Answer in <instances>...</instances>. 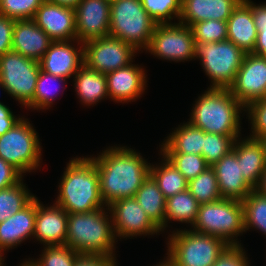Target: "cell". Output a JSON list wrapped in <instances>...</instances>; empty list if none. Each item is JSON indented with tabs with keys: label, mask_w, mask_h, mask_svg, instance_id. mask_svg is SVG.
Returning <instances> with one entry per match:
<instances>
[{
	"label": "cell",
	"mask_w": 266,
	"mask_h": 266,
	"mask_svg": "<svg viewBox=\"0 0 266 266\" xmlns=\"http://www.w3.org/2000/svg\"><path fill=\"white\" fill-rule=\"evenodd\" d=\"M191 110L189 123L206 133L240 136V113L245 107L228 88H209L198 97Z\"/></svg>",
	"instance_id": "obj_3"
},
{
	"label": "cell",
	"mask_w": 266,
	"mask_h": 266,
	"mask_svg": "<svg viewBox=\"0 0 266 266\" xmlns=\"http://www.w3.org/2000/svg\"><path fill=\"white\" fill-rule=\"evenodd\" d=\"M162 159L161 165H150V176L167 199L186 190L188 188V180L164 156Z\"/></svg>",
	"instance_id": "obj_30"
},
{
	"label": "cell",
	"mask_w": 266,
	"mask_h": 266,
	"mask_svg": "<svg viewBox=\"0 0 266 266\" xmlns=\"http://www.w3.org/2000/svg\"><path fill=\"white\" fill-rule=\"evenodd\" d=\"M140 2L157 24L171 23L175 18L179 21L182 0H140Z\"/></svg>",
	"instance_id": "obj_37"
},
{
	"label": "cell",
	"mask_w": 266,
	"mask_h": 266,
	"mask_svg": "<svg viewBox=\"0 0 266 266\" xmlns=\"http://www.w3.org/2000/svg\"><path fill=\"white\" fill-rule=\"evenodd\" d=\"M234 141L231 136L205 132L201 155L206 163L212 166L232 150Z\"/></svg>",
	"instance_id": "obj_38"
},
{
	"label": "cell",
	"mask_w": 266,
	"mask_h": 266,
	"mask_svg": "<svg viewBox=\"0 0 266 266\" xmlns=\"http://www.w3.org/2000/svg\"><path fill=\"white\" fill-rule=\"evenodd\" d=\"M134 198L151 221L163 232L165 230L166 198L150 175L137 190Z\"/></svg>",
	"instance_id": "obj_28"
},
{
	"label": "cell",
	"mask_w": 266,
	"mask_h": 266,
	"mask_svg": "<svg viewBox=\"0 0 266 266\" xmlns=\"http://www.w3.org/2000/svg\"><path fill=\"white\" fill-rule=\"evenodd\" d=\"M168 236L167 255L175 266H212L229 246L218 237L191 229H179Z\"/></svg>",
	"instance_id": "obj_7"
},
{
	"label": "cell",
	"mask_w": 266,
	"mask_h": 266,
	"mask_svg": "<svg viewBox=\"0 0 266 266\" xmlns=\"http://www.w3.org/2000/svg\"><path fill=\"white\" fill-rule=\"evenodd\" d=\"M258 140L262 144V147L265 153V158H266V136H263L262 138H259Z\"/></svg>",
	"instance_id": "obj_51"
},
{
	"label": "cell",
	"mask_w": 266,
	"mask_h": 266,
	"mask_svg": "<svg viewBox=\"0 0 266 266\" xmlns=\"http://www.w3.org/2000/svg\"><path fill=\"white\" fill-rule=\"evenodd\" d=\"M196 44L190 26L183 23L156 24L146 51L175 62L195 59Z\"/></svg>",
	"instance_id": "obj_11"
},
{
	"label": "cell",
	"mask_w": 266,
	"mask_h": 266,
	"mask_svg": "<svg viewBox=\"0 0 266 266\" xmlns=\"http://www.w3.org/2000/svg\"><path fill=\"white\" fill-rule=\"evenodd\" d=\"M59 184L55 203L68 214L107 207L100 192L98 169L90 157L71 159Z\"/></svg>",
	"instance_id": "obj_2"
},
{
	"label": "cell",
	"mask_w": 266,
	"mask_h": 266,
	"mask_svg": "<svg viewBox=\"0 0 266 266\" xmlns=\"http://www.w3.org/2000/svg\"><path fill=\"white\" fill-rule=\"evenodd\" d=\"M205 132L186 122L179 125L161 144V153L201 155Z\"/></svg>",
	"instance_id": "obj_27"
},
{
	"label": "cell",
	"mask_w": 266,
	"mask_h": 266,
	"mask_svg": "<svg viewBox=\"0 0 266 266\" xmlns=\"http://www.w3.org/2000/svg\"><path fill=\"white\" fill-rule=\"evenodd\" d=\"M138 66L131 63L105 74L110 99L124 104L141 97L147 86V75L145 70Z\"/></svg>",
	"instance_id": "obj_19"
},
{
	"label": "cell",
	"mask_w": 266,
	"mask_h": 266,
	"mask_svg": "<svg viewBox=\"0 0 266 266\" xmlns=\"http://www.w3.org/2000/svg\"><path fill=\"white\" fill-rule=\"evenodd\" d=\"M187 189L200 204L215 202L222 198L218 188L217 176L211 166L196 178L188 181Z\"/></svg>",
	"instance_id": "obj_32"
},
{
	"label": "cell",
	"mask_w": 266,
	"mask_h": 266,
	"mask_svg": "<svg viewBox=\"0 0 266 266\" xmlns=\"http://www.w3.org/2000/svg\"><path fill=\"white\" fill-rule=\"evenodd\" d=\"M200 203L188 189L166 199L165 228L168 221H178L193 225L196 222Z\"/></svg>",
	"instance_id": "obj_29"
},
{
	"label": "cell",
	"mask_w": 266,
	"mask_h": 266,
	"mask_svg": "<svg viewBox=\"0 0 266 266\" xmlns=\"http://www.w3.org/2000/svg\"><path fill=\"white\" fill-rule=\"evenodd\" d=\"M79 253L68 245L44 246L37 260H25L28 266H73Z\"/></svg>",
	"instance_id": "obj_35"
},
{
	"label": "cell",
	"mask_w": 266,
	"mask_h": 266,
	"mask_svg": "<svg viewBox=\"0 0 266 266\" xmlns=\"http://www.w3.org/2000/svg\"><path fill=\"white\" fill-rule=\"evenodd\" d=\"M242 0H182L179 22L186 26L206 21L226 22Z\"/></svg>",
	"instance_id": "obj_23"
},
{
	"label": "cell",
	"mask_w": 266,
	"mask_h": 266,
	"mask_svg": "<svg viewBox=\"0 0 266 266\" xmlns=\"http://www.w3.org/2000/svg\"><path fill=\"white\" fill-rule=\"evenodd\" d=\"M242 204L245 232L254 228L266 236V196L253 189Z\"/></svg>",
	"instance_id": "obj_33"
},
{
	"label": "cell",
	"mask_w": 266,
	"mask_h": 266,
	"mask_svg": "<svg viewBox=\"0 0 266 266\" xmlns=\"http://www.w3.org/2000/svg\"><path fill=\"white\" fill-rule=\"evenodd\" d=\"M137 50L111 36L84 43V63L96 72L109 73L131 64Z\"/></svg>",
	"instance_id": "obj_12"
},
{
	"label": "cell",
	"mask_w": 266,
	"mask_h": 266,
	"mask_svg": "<svg viewBox=\"0 0 266 266\" xmlns=\"http://www.w3.org/2000/svg\"><path fill=\"white\" fill-rule=\"evenodd\" d=\"M74 76L75 91L83 105H96L109 97L104 73L96 72L84 63Z\"/></svg>",
	"instance_id": "obj_26"
},
{
	"label": "cell",
	"mask_w": 266,
	"mask_h": 266,
	"mask_svg": "<svg viewBox=\"0 0 266 266\" xmlns=\"http://www.w3.org/2000/svg\"><path fill=\"white\" fill-rule=\"evenodd\" d=\"M59 5H65L69 7H76L80 0H48Z\"/></svg>",
	"instance_id": "obj_49"
},
{
	"label": "cell",
	"mask_w": 266,
	"mask_h": 266,
	"mask_svg": "<svg viewBox=\"0 0 266 266\" xmlns=\"http://www.w3.org/2000/svg\"><path fill=\"white\" fill-rule=\"evenodd\" d=\"M195 43H212L227 40V22L200 21L191 26Z\"/></svg>",
	"instance_id": "obj_39"
},
{
	"label": "cell",
	"mask_w": 266,
	"mask_h": 266,
	"mask_svg": "<svg viewBox=\"0 0 266 266\" xmlns=\"http://www.w3.org/2000/svg\"><path fill=\"white\" fill-rule=\"evenodd\" d=\"M226 22L227 40L233 42L245 53H251L257 39V29L251 8L242 0Z\"/></svg>",
	"instance_id": "obj_25"
},
{
	"label": "cell",
	"mask_w": 266,
	"mask_h": 266,
	"mask_svg": "<svg viewBox=\"0 0 266 266\" xmlns=\"http://www.w3.org/2000/svg\"><path fill=\"white\" fill-rule=\"evenodd\" d=\"M188 180L196 178L209 165L202 155L182 153H161Z\"/></svg>",
	"instance_id": "obj_36"
},
{
	"label": "cell",
	"mask_w": 266,
	"mask_h": 266,
	"mask_svg": "<svg viewBox=\"0 0 266 266\" xmlns=\"http://www.w3.org/2000/svg\"><path fill=\"white\" fill-rule=\"evenodd\" d=\"M68 213L58 204L45 207L36 197L33 237L44 246L66 245Z\"/></svg>",
	"instance_id": "obj_18"
},
{
	"label": "cell",
	"mask_w": 266,
	"mask_h": 266,
	"mask_svg": "<svg viewBox=\"0 0 266 266\" xmlns=\"http://www.w3.org/2000/svg\"><path fill=\"white\" fill-rule=\"evenodd\" d=\"M52 42L32 19L15 20L12 51L39 62Z\"/></svg>",
	"instance_id": "obj_22"
},
{
	"label": "cell",
	"mask_w": 266,
	"mask_h": 266,
	"mask_svg": "<svg viewBox=\"0 0 266 266\" xmlns=\"http://www.w3.org/2000/svg\"><path fill=\"white\" fill-rule=\"evenodd\" d=\"M23 175L11 164L0 158V190L17 184Z\"/></svg>",
	"instance_id": "obj_46"
},
{
	"label": "cell",
	"mask_w": 266,
	"mask_h": 266,
	"mask_svg": "<svg viewBox=\"0 0 266 266\" xmlns=\"http://www.w3.org/2000/svg\"><path fill=\"white\" fill-rule=\"evenodd\" d=\"M252 10L254 24L257 29V39L251 52L259 56H266V3L254 4L251 0H243Z\"/></svg>",
	"instance_id": "obj_42"
},
{
	"label": "cell",
	"mask_w": 266,
	"mask_h": 266,
	"mask_svg": "<svg viewBox=\"0 0 266 266\" xmlns=\"http://www.w3.org/2000/svg\"><path fill=\"white\" fill-rule=\"evenodd\" d=\"M32 20L53 41L77 40L74 7L44 0Z\"/></svg>",
	"instance_id": "obj_16"
},
{
	"label": "cell",
	"mask_w": 266,
	"mask_h": 266,
	"mask_svg": "<svg viewBox=\"0 0 266 266\" xmlns=\"http://www.w3.org/2000/svg\"><path fill=\"white\" fill-rule=\"evenodd\" d=\"M67 78L58 77L52 74H48L42 70L39 72V76L36 83V89L34 93L33 100L25 107L29 109H41L45 110L52 106L53 101H55V97L57 95L58 87L55 86L56 89H52L54 83L55 85L58 83L66 82ZM54 88V87H53ZM55 96V97H54Z\"/></svg>",
	"instance_id": "obj_34"
},
{
	"label": "cell",
	"mask_w": 266,
	"mask_h": 266,
	"mask_svg": "<svg viewBox=\"0 0 266 266\" xmlns=\"http://www.w3.org/2000/svg\"><path fill=\"white\" fill-rule=\"evenodd\" d=\"M36 219V197L18 213L0 223V252L15 248L31 236L33 238Z\"/></svg>",
	"instance_id": "obj_21"
},
{
	"label": "cell",
	"mask_w": 266,
	"mask_h": 266,
	"mask_svg": "<svg viewBox=\"0 0 266 266\" xmlns=\"http://www.w3.org/2000/svg\"><path fill=\"white\" fill-rule=\"evenodd\" d=\"M0 88H2V90H4V92H5V87L3 86V84H2V82L0 81ZM2 102H0V104H1Z\"/></svg>",
	"instance_id": "obj_53"
},
{
	"label": "cell",
	"mask_w": 266,
	"mask_h": 266,
	"mask_svg": "<svg viewBox=\"0 0 266 266\" xmlns=\"http://www.w3.org/2000/svg\"><path fill=\"white\" fill-rule=\"evenodd\" d=\"M260 194L266 196V169L264 170L263 174L261 175V179L255 188Z\"/></svg>",
	"instance_id": "obj_48"
},
{
	"label": "cell",
	"mask_w": 266,
	"mask_h": 266,
	"mask_svg": "<svg viewBox=\"0 0 266 266\" xmlns=\"http://www.w3.org/2000/svg\"><path fill=\"white\" fill-rule=\"evenodd\" d=\"M228 89L244 107L265 98L266 56L246 53L235 80Z\"/></svg>",
	"instance_id": "obj_14"
},
{
	"label": "cell",
	"mask_w": 266,
	"mask_h": 266,
	"mask_svg": "<svg viewBox=\"0 0 266 266\" xmlns=\"http://www.w3.org/2000/svg\"><path fill=\"white\" fill-rule=\"evenodd\" d=\"M211 167L217 176L222 198L243 201L252 192L253 188L243 178L233 149Z\"/></svg>",
	"instance_id": "obj_20"
},
{
	"label": "cell",
	"mask_w": 266,
	"mask_h": 266,
	"mask_svg": "<svg viewBox=\"0 0 266 266\" xmlns=\"http://www.w3.org/2000/svg\"><path fill=\"white\" fill-rule=\"evenodd\" d=\"M38 133L28 119H21L0 136V158L24 173L38 169L42 161ZM41 160V161H40Z\"/></svg>",
	"instance_id": "obj_9"
},
{
	"label": "cell",
	"mask_w": 266,
	"mask_h": 266,
	"mask_svg": "<svg viewBox=\"0 0 266 266\" xmlns=\"http://www.w3.org/2000/svg\"><path fill=\"white\" fill-rule=\"evenodd\" d=\"M237 138L233 144L244 180L255 189L266 169L264 149L259 140Z\"/></svg>",
	"instance_id": "obj_24"
},
{
	"label": "cell",
	"mask_w": 266,
	"mask_h": 266,
	"mask_svg": "<svg viewBox=\"0 0 266 266\" xmlns=\"http://www.w3.org/2000/svg\"><path fill=\"white\" fill-rule=\"evenodd\" d=\"M165 258L166 259H164L162 262L160 261L154 266H175L174 262L168 256H166Z\"/></svg>",
	"instance_id": "obj_50"
},
{
	"label": "cell",
	"mask_w": 266,
	"mask_h": 266,
	"mask_svg": "<svg viewBox=\"0 0 266 266\" xmlns=\"http://www.w3.org/2000/svg\"><path fill=\"white\" fill-rule=\"evenodd\" d=\"M19 266H28V265L25 262H23Z\"/></svg>",
	"instance_id": "obj_54"
},
{
	"label": "cell",
	"mask_w": 266,
	"mask_h": 266,
	"mask_svg": "<svg viewBox=\"0 0 266 266\" xmlns=\"http://www.w3.org/2000/svg\"><path fill=\"white\" fill-rule=\"evenodd\" d=\"M106 210L68 214L66 245L78 253L115 256L117 238Z\"/></svg>",
	"instance_id": "obj_4"
},
{
	"label": "cell",
	"mask_w": 266,
	"mask_h": 266,
	"mask_svg": "<svg viewBox=\"0 0 266 266\" xmlns=\"http://www.w3.org/2000/svg\"><path fill=\"white\" fill-rule=\"evenodd\" d=\"M15 20L0 14V56L12 51Z\"/></svg>",
	"instance_id": "obj_44"
},
{
	"label": "cell",
	"mask_w": 266,
	"mask_h": 266,
	"mask_svg": "<svg viewBox=\"0 0 266 266\" xmlns=\"http://www.w3.org/2000/svg\"><path fill=\"white\" fill-rule=\"evenodd\" d=\"M191 230L213 235L229 245H239L237 237L245 232L242 201L221 198L215 202L200 204Z\"/></svg>",
	"instance_id": "obj_6"
},
{
	"label": "cell",
	"mask_w": 266,
	"mask_h": 266,
	"mask_svg": "<svg viewBox=\"0 0 266 266\" xmlns=\"http://www.w3.org/2000/svg\"><path fill=\"white\" fill-rule=\"evenodd\" d=\"M140 154L126 146H114L97 157H90L98 169L100 192L106 206L134 197L150 175L151 164Z\"/></svg>",
	"instance_id": "obj_1"
},
{
	"label": "cell",
	"mask_w": 266,
	"mask_h": 266,
	"mask_svg": "<svg viewBox=\"0 0 266 266\" xmlns=\"http://www.w3.org/2000/svg\"><path fill=\"white\" fill-rule=\"evenodd\" d=\"M195 44V59L200 60L205 74L211 79L210 88H229L246 53L229 40Z\"/></svg>",
	"instance_id": "obj_8"
},
{
	"label": "cell",
	"mask_w": 266,
	"mask_h": 266,
	"mask_svg": "<svg viewBox=\"0 0 266 266\" xmlns=\"http://www.w3.org/2000/svg\"><path fill=\"white\" fill-rule=\"evenodd\" d=\"M13 112L3 103L0 104V136L10 130L20 120Z\"/></svg>",
	"instance_id": "obj_47"
},
{
	"label": "cell",
	"mask_w": 266,
	"mask_h": 266,
	"mask_svg": "<svg viewBox=\"0 0 266 266\" xmlns=\"http://www.w3.org/2000/svg\"><path fill=\"white\" fill-rule=\"evenodd\" d=\"M110 7L111 0H80L74 8L78 41L109 36Z\"/></svg>",
	"instance_id": "obj_15"
},
{
	"label": "cell",
	"mask_w": 266,
	"mask_h": 266,
	"mask_svg": "<svg viewBox=\"0 0 266 266\" xmlns=\"http://www.w3.org/2000/svg\"><path fill=\"white\" fill-rule=\"evenodd\" d=\"M248 114V121L251 123L249 138L258 140L266 136V97L255 100L245 107ZM250 119V120H249Z\"/></svg>",
	"instance_id": "obj_41"
},
{
	"label": "cell",
	"mask_w": 266,
	"mask_h": 266,
	"mask_svg": "<svg viewBox=\"0 0 266 266\" xmlns=\"http://www.w3.org/2000/svg\"><path fill=\"white\" fill-rule=\"evenodd\" d=\"M3 257V253H1L0 252V266H4L3 264V262H4V258H2Z\"/></svg>",
	"instance_id": "obj_52"
},
{
	"label": "cell",
	"mask_w": 266,
	"mask_h": 266,
	"mask_svg": "<svg viewBox=\"0 0 266 266\" xmlns=\"http://www.w3.org/2000/svg\"><path fill=\"white\" fill-rule=\"evenodd\" d=\"M115 256L79 253L73 266H117Z\"/></svg>",
	"instance_id": "obj_45"
},
{
	"label": "cell",
	"mask_w": 266,
	"mask_h": 266,
	"mask_svg": "<svg viewBox=\"0 0 266 266\" xmlns=\"http://www.w3.org/2000/svg\"><path fill=\"white\" fill-rule=\"evenodd\" d=\"M40 70L38 61L17 52L0 56V81L5 92L25 107L33 100Z\"/></svg>",
	"instance_id": "obj_10"
},
{
	"label": "cell",
	"mask_w": 266,
	"mask_h": 266,
	"mask_svg": "<svg viewBox=\"0 0 266 266\" xmlns=\"http://www.w3.org/2000/svg\"><path fill=\"white\" fill-rule=\"evenodd\" d=\"M44 0H0V14L14 20L33 19Z\"/></svg>",
	"instance_id": "obj_40"
},
{
	"label": "cell",
	"mask_w": 266,
	"mask_h": 266,
	"mask_svg": "<svg viewBox=\"0 0 266 266\" xmlns=\"http://www.w3.org/2000/svg\"><path fill=\"white\" fill-rule=\"evenodd\" d=\"M156 24L140 0H111L109 36L146 50Z\"/></svg>",
	"instance_id": "obj_5"
},
{
	"label": "cell",
	"mask_w": 266,
	"mask_h": 266,
	"mask_svg": "<svg viewBox=\"0 0 266 266\" xmlns=\"http://www.w3.org/2000/svg\"><path fill=\"white\" fill-rule=\"evenodd\" d=\"M72 41L81 46L75 48ZM39 63L42 71L69 79L84 64V44L78 40L53 41Z\"/></svg>",
	"instance_id": "obj_17"
},
{
	"label": "cell",
	"mask_w": 266,
	"mask_h": 266,
	"mask_svg": "<svg viewBox=\"0 0 266 266\" xmlns=\"http://www.w3.org/2000/svg\"><path fill=\"white\" fill-rule=\"evenodd\" d=\"M244 247L229 245L212 266H250Z\"/></svg>",
	"instance_id": "obj_43"
},
{
	"label": "cell",
	"mask_w": 266,
	"mask_h": 266,
	"mask_svg": "<svg viewBox=\"0 0 266 266\" xmlns=\"http://www.w3.org/2000/svg\"><path fill=\"white\" fill-rule=\"evenodd\" d=\"M23 183L22 178L17 184L0 190V223L18 213L35 197Z\"/></svg>",
	"instance_id": "obj_31"
},
{
	"label": "cell",
	"mask_w": 266,
	"mask_h": 266,
	"mask_svg": "<svg viewBox=\"0 0 266 266\" xmlns=\"http://www.w3.org/2000/svg\"><path fill=\"white\" fill-rule=\"evenodd\" d=\"M107 207V211L111 213L116 238H132L155 233L159 235L161 232L134 197L113 201Z\"/></svg>",
	"instance_id": "obj_13"
}]
</instances>
